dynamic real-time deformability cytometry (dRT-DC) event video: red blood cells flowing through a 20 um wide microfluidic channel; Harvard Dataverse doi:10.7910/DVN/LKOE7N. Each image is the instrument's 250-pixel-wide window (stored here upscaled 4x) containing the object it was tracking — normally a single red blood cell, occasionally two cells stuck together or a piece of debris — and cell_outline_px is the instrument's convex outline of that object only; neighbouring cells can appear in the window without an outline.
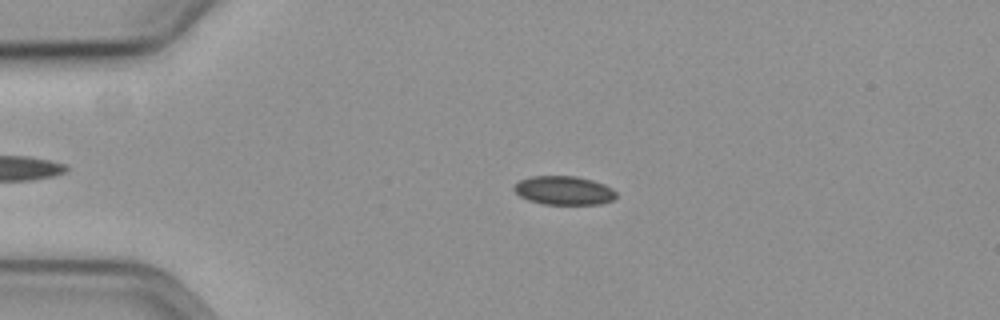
{"species": "common noctule bat (a hibernating species)", "species_latin": "Nyctalus noctula", "temperature_condition": "cold", "stored_images_in_passage": 53, "camera_frame_rate_fps": 3000, "um_per_image_px": 0.085, "animal": {"sex": "female", "body_mass_g": 19.3, "forearm_length_mm": 54.1}, "frame": {"image": 1, "passage_image": 13, "time_ms": 4.0, "image_size_px": [1000, 320], "cell_outline_px": [[616, 196], [612, 200], [600, 204], [544, 204], [528, 200], [520, 196], [512, 188], [520, 180], [532, 176], [576, 176], [592, 180], [604, 184], [612, 188], [616, 192]], "centroid_in_image_um": [47.93, 16.19], "position_along_channel_um": 37.1, "area_um2": 17.05}}
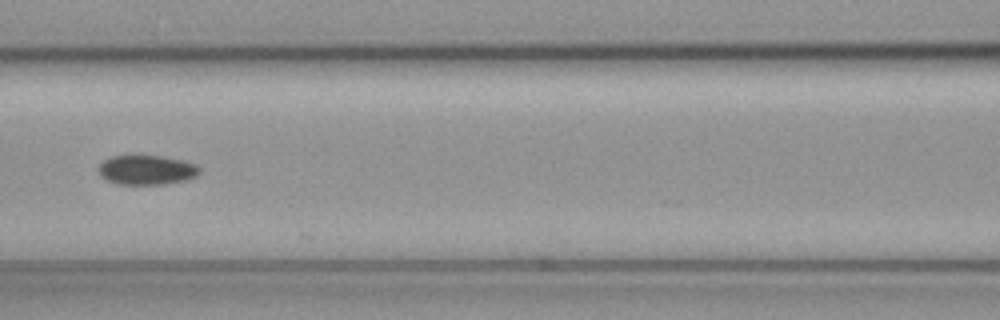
{"frame": {"image": 2, "passage_image": 26, "time_ms": 8.333, "image_size_px": [1000, 320], "cell_outline_px": [[200, 172], [196, 176], [188, 180], [164, 184], [116, 184], [100, 176], [100, 164], [104, 160], [112, 156], [136, 152], [160, 156], [180, 160], [196, 164], [200, 168]], "centroid_in_image_um": [12.45, 14.41], "position_along_channel_um": 154.1, "area_um2": 17.92}}
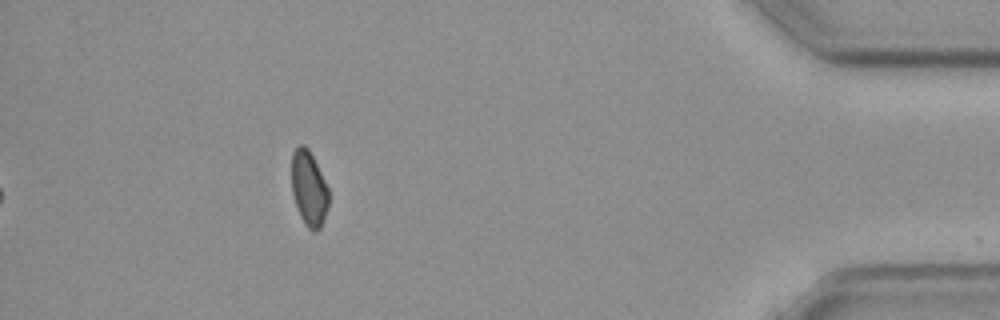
{"frame": {"image": 3, "passage_image": 52, "time_ms": 17.0, "image_size_px": [1000, 320], "cell_outline_px": [[328, 208], [320, 228], [316, 232], [312, 232], [304, 224], [300, 216], [292, 192], [292, 152], [300, 144], [304, 144], [308, 148], [328, 188]], "centroid_in_image_um": [26.25, 16.04], "position_along_channel_um": 409.0, "area_um2": 16.07}}